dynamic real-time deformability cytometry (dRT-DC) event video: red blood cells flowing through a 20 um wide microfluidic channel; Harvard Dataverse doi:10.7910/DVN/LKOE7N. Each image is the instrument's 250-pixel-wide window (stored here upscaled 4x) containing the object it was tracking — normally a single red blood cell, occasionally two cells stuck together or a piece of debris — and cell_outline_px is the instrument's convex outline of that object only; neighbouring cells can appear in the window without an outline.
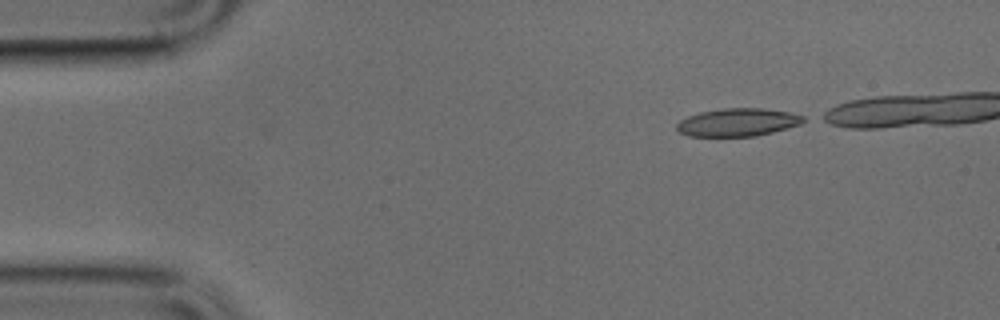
{"species": "common noctule bat (a hibernating species)", "species_latin": "Nyctalus noctula", "temperature_condition": "cold", "stored_images_in_passage": 16, "camera_frame_rate_fps": 3000, "um_per_image_px": 0.085, "animal": {"sex": "male", "body_mass_g": 17.9, "forearm_length_mm": 54.2}, "frame": {"image": 1, "passage_image": 1, "time_ms": 0.0, "image_size_px": [1000, 320], "cell_outline_px": [[808, 120], [800, 124], [772, 132], [756, 136], [688, 136], [680, 132], [676, 128], [676, 124], [680, 120], [688, 116], [700, 112], [724, 108], [764, 108], [792, 112], [804, 116]], "centroid_in_image_um": [62.74, 10.39], "position_along_channel_um": 22.3, "area_um2": 20.69}}
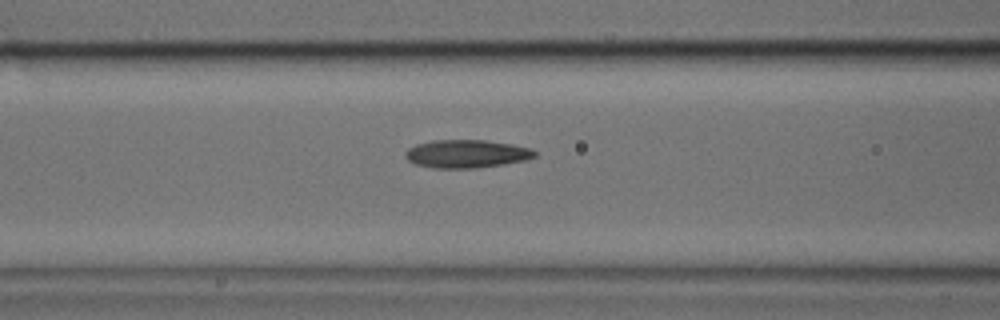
{"frame": {"image": 2, "passage_image": 14, "time_ms": 4.333, "image_size_px": [1000, 320], "cell_outline_px": [[536, 156], [528, 160], [504, 164], [476, 168], [432, 168], [416, 164], [408, 160], [404, 156], [404, 152], [408, 148], [416, 144], [432, 140], [484, 140], [512, 144], [532, 148], [536, 152]], "centroid_in_image_um": [39.66, 13.07], "position_along_channel_um": 126.9, "area_um2": 21.39}}